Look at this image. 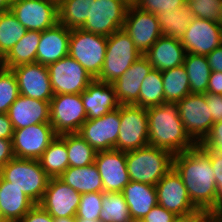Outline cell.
<instances>
[{
	"label": "cell",
	"mask_w": 222,
	"mask_h": 222,
	"mask_svg": "<svg viewBox=\"0 0 222 222\" xmlns=\"http://www.w3.org/2000/svg\"><path fill=\"white\" fill-rule=\"evenodd\" d=\"M173 168L180 175L191 202L199 211L217 209V185L208 149L197 144L175 154Z\"/></svg>",
	"instance_id": "1"
},
{
	"label": "cell",
	"mask_w": 222,
	"mask_h": 222,
	"mask_svg": "<svg viewBox=\"0 0 222 222\" xmlns=\"http://www.w3.org/2000/svg\"><path fill=\"white\" fill-rule=\"evenodd\" d=\"M146 112L149 145L165 149L173 155L197 145L185 130L177 102H163L161 105L146 108Z\"/></svg>",
	"instance_id": "2"
},
{
	"label": "cell",
	"mask_w": 222,
	"mask_h": 222,
	"mask_svg": "<svg viewBox=\"0 0 222 222\" xmlns=\"http://www.w3.org/2000/svg\"><path fill=\"white\" fill-rule=\"evenodd\" d=\"M173 156L171 152L149 144L126 152L129 179L155 186L173 167Z\"/></svg>",
	"instance_id": "3"
},
{
	"label": "cell",
	"mask_w": 222,
	"mask_h": 222,
	"mask_svg": "<svg viewBox=\"0 0 222 222\" xmlns=\"http://www.w3.org/2000/svg\"><path fill=\"white\" fill-rule=\"evenodd\" d=\"M0 176L20 189L35 204L44 196L50 177L35 159H11L0 169Z\"/></svg>",
	"instance_id": "4"
},
{
	"label": "cell",
	"mask_w": 222,
	"mask_h": 222,
	"mask_svg": "<svg viewBox=\"0 0 222 222\" xmlns=\"http://www.w3.org/2000/svg\"><path fill=\"white\" fill-rule=\"evenodd\" d=\"M141 56L123 28L115 31L108 37L105 60L96 80L112 84Z\"/></svg>",
	"instance_id": "5"
},
{
	"label": "cell",
	"mask_w": 222,
	"mask_h": 222,
	"mask_svg": "<svg viewBox=\"0 0 222 222\" xmlns=\"http://www.w3.org/2000/svg\"><path fill=\"white\" fill-rule=\"evenodd\" d=\"M108 37L87 32L81 28L71 29L68 55L78 61L96 79L101 73Z\"/></svg>",
	"instance_id": "6"
},
{
	"label": "cell",
	"mask_w": 222,
	"mask_h": 222,
	"mask_svg": "<svg viewBox=\"0 0 222 222\" xmlns=\"http://www.w3.org/2000/svg\"><path fill=\"white\" fill-rule=\"evenodd\" d=\"M120 120L116 150L129 152L149 144L146 108L136 105H120Z\"/></svg>",
	"instance_id": "7"
},
{
	"label": "cell",
	"mask_w": 222,
	"mask_h": 222,
	"mask_svg": "<svg viewBox=\"0 0 222 222\" xmlns=\"http://www.w3.org/2000/svg\"><path fill=\"white\" fill-rule=\"evenodd\" d=\"M87 120L79 94H54L50 101V124L57 135L78 133Z\"/></svg>",
	"instance_id": "8"
},
{
	"label": "cell",
	"mask_w": 222,
	"mask_h": 222,
	"mask_svg": "<svg viewBox=\"0 0 222 222\" xmlns=\"http://www.w3.org/2000/svg\"><path fill=\"white\" fill-rule=\"evenodd\" d=\"M129 5L125 0H91L90 17L81 29L109 37L123 28Z\"/></svg>",
	"instance_id": "9"
},
{
	"label": "cell",
	"mask_w": 222,
	"mask_h": 222,
	"mask_svg": "<svg viewBox=\"0 0 222 222\" xmlns=\"http://www.w3.org/2000/svg\"><path fill=\"white\" fill-rule=\"evenodd\" d=\"M177 105L186 132L197 144L201 143L214 124L206 103V94L190 93Z\"/></svg>",
	"instance_id": "10"
},
{
	"label": "cell",
	"mask_w": 222,
	"mask_h": 222,
	"mask_svg": "<svg viewBox=\"0 0 222 222\" xmlns=\"http://www.w3.org/2000/svg\"><path fill=\"white\" fill-rule=\"evenodd\" d=\"M54 94L82 93L94 78L69 55L47 66Z\"/></svg>",
	"instance_id": "11"
},
{
	"label": "cell",
	"mask_w": 222,
	"mask_h": 222,
	"mask_svg": "<svg viewBox=\"0 0 222 222\" xmlns=\"http://www.w3.org/2000/svg\"><path fill=\"white\" fill-rule=\"evenodd\" d=\"M10 10L26 30L42 32L58 23V4L52 0H13Z\"/></svg>",
	"instance_id": "12"
},
{
	"label": "cell",
	"mask_w": 222,
	"mask_h": 222,
	"mask_svg": "<svg viewBox=\"0 0 222 222\" xmlns=\"http://www.w3.org/2000/svg\"><path fill=\"white\" fill-rule=\"evenodd\" d=\"M123 30L142 55L162 36L157 15L144 11L134 4H130L127 9Z\"/></svg>",
	"instance_id": "13"
},
{
	"label": "cell",
	"mask_w": 222,
	"mask_h": 222,
	"mask_svg": "<svg viewBox=\"0 0 222 222\" xmlns=\"http://www.w3.org/2000/svg\"><path fill=\"white\" fill-rule=\"evenodd\" d=\"M57 136L50 123H38L15 129L12 138L14 157L38 160Z\"/></svg>",
	"instance_id": "14"
},
{
	"label": "cell",
	"mask_w": 222,
	"mask_h": 222,
	"mask_svg": "<svg viewBox=\"0 0 222 222\" xmlns=\"http://www.w3.org/2000/svg\"><path fill=\"white\" fill-rule=\"evenodd\" d=\"M157 203L176 216L193 215L199 210L190 200L184 183L172 167L155 185Z\"/></svg>",
	"instance_id": "15"
},
{
	"label": "cell",
	"mask_w": 222,
	"mask_h": 222,
	"mask_svg": "<svg viewBox=\"0 0 222 222\" xmlns=\"http://www.w3.org/2000/svg\"><path fill=\"white\" fill-rule=\"evenodd\" d=\"M120 120V106L96 119H87L78 134L97 152L115 149Z\"/></svg>",
	"instance_id": "16"
},
{
	"label": "cell",
	"mask_w": 222,
	"mask_h": 222,
	"mask_svg": "<svg viewBox=\"0 0 222 222\" xmlns=\"http://www.w3.org/2000/svg\"><path fill=\"white\" fill-rule=\"evenodd\" d=\"M180 42L186 53L206 56L222 44V28L217 22L195 17Z\"/></svg>",
	"instance_id": "17"
},
{
	"label": "cell",
	"mask_w": 222,
	"mask_h": 222,
	"mask_svg": "<svg viewBox=\"0 0 222 222\" xmlns=\"http://www.w3.org/2000/svg\"><path fill=\"white\" fill-rule=\"evenodd\" d=\"M16 75L19 94L50 102L54 96L48 68L38 62L11 68Z\"/></svg>",
	"instance_id": "18"
},
{
	"label": "cell",
	"mask_w": 222,
	"mask_h": 222,
	"mask_svg": "<svg viewBox=\"0 0 222 222\" xmlns=\"http://www.w3.org/2000/svg\"><path fill=\"white\" fill-rule=\"evenodd\" d=\"M81 193L59 178H50L39 203L53 218L76 217Z\"/></svg>",
	"instance_id": "19"
},
{
	"label": "cell",
	"mask_w": 222,
	"mask_h": 222,
	"mask_svg": "<svg viewBox=\"0 0 222 222\" xmlns=\"http://www.w3.org/2000/svg\"><path fill=\"white\" fill-rule=\"evenodd\" d=\"M94 164L100 173L104 192H122L130 182L126 152L116 149L98 151Z\"/></svg>",
	"instance_id": "20"
},
{
	"label": "cell",
	"mask_w": 222,
	"mask_h": 222,
	"mask_svg": "<svg viewBox=\"0 0 222 222\" xmlns=\"http://www.w3.org/2000/svg\"><path fill=\"white\" fill-rule=\"evenodd\" d=\"M151 70L152 65L142 55L112 83L120 105H135L138 102L141 84Z\"/></svg>",
	"instance_id": "21"
},
{
	"label": "cell",
	"mask_w": 222,
	"mask_h": 222,
	"mask_svg": "<svg viewBox=\"0 0 222 222\" xmlns=\"http://www.w3.org/2000/svg\"><path fill=\"white\" fill-rule=\"evenodd\" d=\"M7 115L14 130L38 123H49L50 102L19 94L15 102L9 107Z\"/></svg>",
	"instance_id": "22"
},
{
	"label": "cell",
	"mask_w": 222,
	"mask_h": 222,
	"mask_svg": "<svg viewBox=\"0 0 222 222\" xmlns=\"http://www.w3.org/2000/svg\"><path fill=\"white\" fill-rule=\"evenodd\" d=\"M71 29L57 23L41 32L37 48L36 62L48 66L68 56Z\"/></svg>",
	"instance_id": "23"
},
{
	"label": "cell",
	"mask_w": 222,
	"mask_h": 222,
	"mask_svg": "<svg viewBox=\"0 0 222 222\" xmlns=\"http://www.w3.org/2000/svg\"><path fill=\"white\" fill-rule=\"evenodd\" d=\"M81 99L87 119L100 118L120 106L113 84L100 82L96 79L81 93Z\"/></svg>",
	"instance_id": "24"
},
{
	"label": "cell",
	"mask_w": 222,
	"mask_h": 222,
	"mask_svg": "<svg viewBox=\"0 0 222 222\" xmlns=\"http://www.w3.org/2000/svg\"><path fill=\"white\" fill-rule=\"evenodd\" d=\"M186 51L180 39L161 36L144 54L153 69L165 71L184 63Z\"/></svg>",
	"instance_id": "25"
},
{
	"label": "cell",
	"mask_w": 222,
	"mask_h": 222,
	"mask_svg": "<svg viewBox=\"0 0 222 222\" xmlns=\"http://www.w3.org/2000/svg\"><path fill=\"white\" fill-rule=\"evenodd\" d=\"M34 205L20 189L0 176V209L5 222H19Z\"/></svg>",
	"instance_id": "26"
},
{
	"label": "cell",
	"mask_w": 222,
	"mask_h": 222,
	"mask_svg": "<svg viewBox=\"0 0 222 222\" xmlns=\"http://www.w3.org/2000/svg\"><path fill=\"white\" fill-rule=\"evenodd\" d=\"M122 194L132 219H143L158 204L154 185L130 180L123 188Z\"/></svg>",
	"instance_id": "27"
},
{
	"label": "cell",
	"mask_w": 222,
	"mask_h": 222,
	"mask_svg": "<svg viewBox=\"0 0 222 222\" xmlns=\"http://www.w3.org/2000/svg\"><path fill=\"white\" fill-rule=\"evenodd\" d=\"M58 178L81 194L104 192L102 179L95 164L68 167Z\"/></svg>",
	"instance_id": "28"
},
{
	"label": "cell",
	"mask_w": 222,
	"mask_h": 222,
	"mask_svg": "<svg viewBox=\"0 0 222 222\" xmlns=\"http://www.w3.org/2000/svg\"><path fill=\"white\" fill-rule=\"evenodd\" d=\"M38 161L50 178H58L69 167L66 133L58 135Z\"/></svg>",
	"instance_id": "29"
},
{
	"label": "cell",
	"mask_w": 222,
	"mask_h": 222,
	"mask_svg": "<svg viewBox=\"0 0 222 222\" xmlns=\"http://www.w3.org/2000/svg\"><path fill=\"white\" fill-rule=\"evenodd\" d=\"M41 32L27 30L24 36L4 56L6 68L36 62Z\"/></svg>",
	"instance_id": "30"
},
{
	"label": "cell",
	"mask_w": 222,
	"mask_h": 222,
	"mask_svg": "<svg viewBox=\"0 0 222 222\" xmlns=\"http://www.w3.org/2000/svg\"><path fill=\"white\" fill-rule=\"evenodd\" d=\"M162 36L181 39L187 26L195 18L188 3L176 10L164 11L157 14Z\"/></svg>",
	"instance_id": "31"
},
{
	"label": "cell",
	"mask_w": 222,
	"mask_h": 222,
	"mask_svg": "<svg viewBox=\"0 0 222 222\" xmlns=\"http://www.w3.org/2000/svg\"><path fill=\"white\" fill-rule=\"evenodd\" d=\"M183 66L189 77L190 93L206 94L211 74L206 56L186 53Z\"/></svg>",
	"instance_id": "32"
},
{
	"label": "cell",
	"mask_w": 222,
	"mask_h": 222,
	"mask_svg": "<svg viewBox=\"0 0 222 222\" xmlns=\"http://www.w3.org/2000/svg\"><path fill=\"white\" fill-rule=\"evenodd\" d=\"M161 73L164 102H178L190 94L189 77L183 64Z\"/></svg>",
	"instance_id": "33"
},
{
	"label": "cell",
	"mask_w": 222,
	"mask_h": 222,
	"mask_svg": "<svg viewBox=\"0 0 222 222\" xmlns=\"http://www.w3.org/2000/svg\"><path fill=\"white\" fill-rule=\"evenodd\" d=\"M91 0H62L58 4V23L68 29L81 28L90 17Z\"/></svg>",
	"instance_id": "34"
},
{
	"label": "cell",
	"mask_w": 222,
	"mask_h": 222,
	"mask_svg": "<svg viewBox=\"0 0 222 222\" xmlns=\"http://www.w3.org/2000/svg\"><path fill=\"white\" fill-rule=\"evenodd\" d=\"M164 102V90L162 73L153 69L144 78L139 93V100L136 106L149 108L161 105Z\"/></svg>",
	"instance_id": "35"
},
{
	"label": "cell",
	"mask_w": 222,
	"mask_h": 222,
	"mask_svg": "<svg viewBox=\"0 0 222 222\" xmlns=\"http://www.w3.org/2000/svg\"><path fill=\"white\" fill-rule=\"evenodd\" d=\"M66 148L69 167H83L94 164L97 151L78 133H66Z\"/></svg>",
	"instance_id": "36"
},
{
	"label": "cell",
	"mask_w": 222,
	"mask_h": 222,
	"mask_svg": "<svg viewBox=\"0 0 222 222\" xmlns=\"http://www.w3.org/2000/svg\"><path fill=\"white\" fill-rule=\"evenodd\" d=\"M99 219L102 222H130L132 218L122 192H103Z\"/></svg>",
	"instance_id": "37"
},
{
	"label": "cell",
	"mask_w": 222,
	"mask_h": 222,
	"mask_svg": "<svg viewBox=\"0 0 222 222\" xmlns=\"http://www.w3.org/2000/svg\"><path fill=\"white\" fill-rule=\"evenodd\" d=\"M26 31L11 10L0 13V52L5 56Z\"/></svg>",
	"instance_id": "38"
},
{
	"label": "cell",
	"mask_w": 222,
	"mask_h": 222,
	"mask_svg": "<svg viewBox=\"0 0 222 222\" xmlns=\"http://www.w3.org/2000/svg\"><path fill=\"white\" fill-rule=\"evenodd\" d=\"M19 96L18 82L12 69L0 72V113L7 114L9 107Z\"/></svg>",
	"instance_id": "39"
},
{
	"label": "cell",
	"mask_w": 222,
	"mask_h": 222,
	"mask_svg": "<svg viewBox=\"0 0 222 222\" xmlns=\"http://www.w3.org/2000/svg\"><path fill=\"white\" fill-rule=\"evenodd\" d=\"M102 198L103 193L101 192L81 194L76 218L87 220L99 219L102 211Z\"/></svg>",
	"instance_id": "40"
},
{
	"label": "cell",
	"mask_w": 222,
	"mask_h": 222,
	"mask_svg": "<svg viewBox=\"0 0 222 222\" xmlns=\"http://www.w3.org/2000/svg\"><path fill=\"white\" fill-rule=\"evenodd\" d=\"M188 4L195 17L217 22L222 0H191Z\"/></svg>",
	"instance_id": "41"
},
{
	"label": "cell",
	"mask_w": 222,
	"mask_h": 222,
	"mask_svg": "<svg viewBox=\"0 0 222 222\" xmlns=\"http://www.w3.org/2000/svg\"><path fill=\"white\" fill-rule=\"evenodd\" d=\"M185 4L183 0H137L134 5L153 14L176 10Z\"/></svg>",
	"instance_id": "42"
},
{
	"label": "cell",
	"mask_w": 222,
	"mask_h": 222,
	"mask_svg": "<svg viewBox=\"0 0 222 222\" xmlns=\"http://www.w3.org/2000/svg\"><path fill=\"white\" fill-rule=\"evenodd\" d=\"M209 158L217 185V209L222 207V152L209 150Z\"/></svg>",
	"instance_id": "43"
},
{
	"label": "cell",
	"mask_w": 222,
	"mask_h": 222,
	"mask_svg": "<svg viewBox=\"0 0 222 222\" xmlns=\"http://www.w3.org/2000/svg\"><path fill=\"white\" fill-rule=\"evenodd\" d=\"M199 144L205 149L222 152V121L214 123L210 133Z\"/></svg>",
	"instance_id": "44"
},
{
	"label": "cell",
	"mask_w": 222,
	"mask_h": 222,
	"mask_svg": "<svg viewBox=\"0 0 222 222\" xmlns=\"http://www.w3.org/2000/svg\"><path fill=\"white\" fill-rule=\"evenodd\" d=\"M176 217L174 213L157 204L142 220L144 222H173Z\"/></svg>",
	"instance_id": "45"
},
{
	"label": "cell",
	"mask_w": 222,
	"mask_h": 222,
	"mask_svg": "<svg viewBox=\"0 0 222 222\" xmlns=\"http://www.w3.org/2000/svg\"><path fill=\"white\" fill-rule=\"evenodd\" d=\"M19 222H54V218L39 204H35Z\"/></svg>",
	"instance_id": "46"
},
{
	"label": "cell",
	"mask_w": 222,
	"mask_h": 222,
	"mask_svg": "<svg viewBox=\"0 0 222 222\" xmlns=\"http://www.w3.org/2000/svg\"><path fill=\"white\" fill-rule=\"evenodd\" d=\"M206 103L210 108L213 123L222 121V95L206 93Z\"/></svg>",
	"instance_id": "47"
},
{
	"label": "cell",
	"mask_w": 222,
	"mask_h": 222,
	"mask_svg": "<svg viewBox=\"0 0 222 222\" xmlns=\"http://www.w3.org/2000/svg\"><path fill=\"white\" fill-rule=\"evenodd\" d=\"M13 158L12 140L0 139V169Z\"/></svg>",
	"instance_id": "48"
},
{
	"label": "cell",
	"mask_w": 222,
	"mask_h": 222,
	"mask_svg": "<svg viewBox=\"0 0 222 222\" xmlns=\"http://www.w3.org/2000/svg\"><path fill=\"white\" fill-rule=\"evenodd\" d=\"M211 71L222 72V44L206 55Z\"/></svg>",
	"instance_id": "49"
},
{
	"label": "cell",
	"mask_w": 222,
	"mask_h": 222,
	"mask_svg": "<svg viewBox=\"0 0 222 222\" xmlns=\"http://www.w3.org/2000/svg\"><path fill=\"white\" fill-rule=\"evenodd\" d=\"M206 93L222 95V72L211 71Z\"/></svg>",
	"instance_id": "50"
},
{
	"label": "cell",
	"mask_w": 222,
	"mask_h": 222,
	"mask_svg": "<svg viewBox=\"0 0 222 222\" xmlns=\"http://www.w3.org/2000/svg\"><path fill=\"white\" fill-rule=\"evenodd\" d=\"M14 128L7 114L0 113V139L12 140Z\"/></svg>",
	"instance_id": "51"
},
{
	"label": "cell",
	"mask_w": 222,
	"mask_h": 222,
	"mask_svg": "<svg viewBox=\"0 0 222 222\" xmlns=\"http://www.w3.org/2000/svg\"><path fill=\"white\" fill-rule=\"evenodd\" d=\"M188 222H219L215 211H198L188 215Z\"/></svg>",
	"instance_id": "52"
},
{
	"label": "cell",
	"mask_w": 222,
	"mask_h": 222,
	"mask_svg": "<svg viewBox=\"0 0 222 222\" xmlns=\"http://www.w3.org/2000/svg\"><path fill=\"white\" fill-rule=\"evenodd\" d=\"M13 0H0V13L9 11L11 9Z\"/></svg>",
	"instance_id": "53"
},
{
	"label": "cell",
	"mask_w": 222,
	"mask_h": 222,
	"mask_svg": "<svg viewBox=\"0 0 222 222\" xmlns=\"http://www.w3.org/2000/svg\"><path fill=\"white\" fill-rule=\"evenodd\" d=\"M54 222H76V217H59V218H54Z\"/></svg>",
	"instance_id": "54"
},
{
	"label": "cell",
	"mask_w": 222,
	"mask_h": 222,
	"mask_svg": "<svg viewBox=\"0 0 222 222\" xmlns=\"http://www.w3.org/2000/svg\"><path fill=\"white\" fill-rule=\"evenodd\" d=\"M6 68L5 61H4V55L0 52V72L3 71Z\"/></svg>",
	"instance_id": "55"
},
{
	"label": "cell",
	"mask_w": 222,
	"mask_h": 222,
	"mask_svg": "<svg viewBox=\"0 0 222 222\" xmlns=\"http://www.w3.org/2000/svg\"><path fill=\"white\" fill-rule=\"evenodd\" d=\"M173 222H188V215L177 216Z\"/></svg>",
	"instance_id": "56"
},
{
	"label": "cell",
	"mask_w": 222,
	"mask_h": 222,
	"mask_svg": "<svg viewBox=\"0 0 222 222\" xmlns=\"http://www.w3.org/2000/svg\"><path fill=\"white\" fill-rule=\"evenodd\" d=\"M217 23L222 28V4L219 7V16H218Z\"/></svg>",
	"instance_id": "57"
},
{
	"label": "cell",
	"mask_w": 222,
	"mask_h": 222,
	"mask_svg": "<svg viewBox=\"0 0 222 222\" xmlns=\"http://www.w3.org/2000/svg\"><path fill=\"white\" fill-rule=\"evenodd\" d=\"M76 222H102L100 219H96V220H87L84 218H76Z\"/></svg>",
	"instance_id": "58"
},
{
	"label": "cell",
	"mask_w": 222,
	"mask_h": 222,
	"mask_svg": "<svg viewBox=\"0 0 222 222\" xmlns=\"http://www.w3.org/2000/svg\"><path fill=\"white\" fill-rule=\"evenodd\" d=\"M215 213L218 217L219 222H222V207L215 210Z\"/></svg>",
	"instance_id": "59"
},
{
	"label": "cell",
	"mask_w": 222,
	"mask_h": 222,
	"mask_svg": "<svg viewBox=\"0 0 222 222\" xmlns=\"http://www.w3.org/2000/svg\"><path fill=\"white\" fill-rule=\"evenodd\" d=\"M130 222H144L142 219H131Z\"/></svg>",
	"instance_id": "60"
},
{
	"label": "cell",
	"mask_w": 222,
	"mask_h": 222,
	"mask_svg": "<svg viewBox=\"0 0 222 222\" xmlns=\"http://www.w3.org/2000/svg\"><path fill=\"white\" fill-rule=\"evenodd\" d=\"M128 4H134L137 0H125Z\"/></svg>",
	"instance_id": "61"
},
{
	"label": "cell",
	"mask_w": 222,
	"mask_h": 222,
	"mask_svg": "<svg viewBox=\"0 0 222 222\" xmlns=\"http://www.w3.org/2000/svg\"><path fill=\"white\" fill-rule=\"evenodd\" d=\"M0 222H5L2 218V213H1V209H0Z\"/></svg>",
	"instance_id": "62"
},
{
	"label": "cell",
	"mask_w": 222,
	"mask_h": 222,
	"mask_svg": "<svg viewBox=\"0 0 222 222\" xmlns=\"http://www.w3.org/2000/svg\"><path fill=\"white\" fill-rule=\"evenodd\" d=\"M54 2H56L57 4H59L62 0H52Z\"/></svg>",
	"instance_id": "63"
},
{
	"label": "cell",
	"mask_w": 222,
	"mask_h": 222,
	"mask_svg": "<svg viewBox=\"0 0 222 222\" xmlns=\"http://www.w3.org/2000/svg\"><path fill=\"white\" fill-rule=\"evenodd\" d=\"M185 3H189L191 0H183Z\"/></svg>",
	"instance_id": "64"
}]
</instances>
